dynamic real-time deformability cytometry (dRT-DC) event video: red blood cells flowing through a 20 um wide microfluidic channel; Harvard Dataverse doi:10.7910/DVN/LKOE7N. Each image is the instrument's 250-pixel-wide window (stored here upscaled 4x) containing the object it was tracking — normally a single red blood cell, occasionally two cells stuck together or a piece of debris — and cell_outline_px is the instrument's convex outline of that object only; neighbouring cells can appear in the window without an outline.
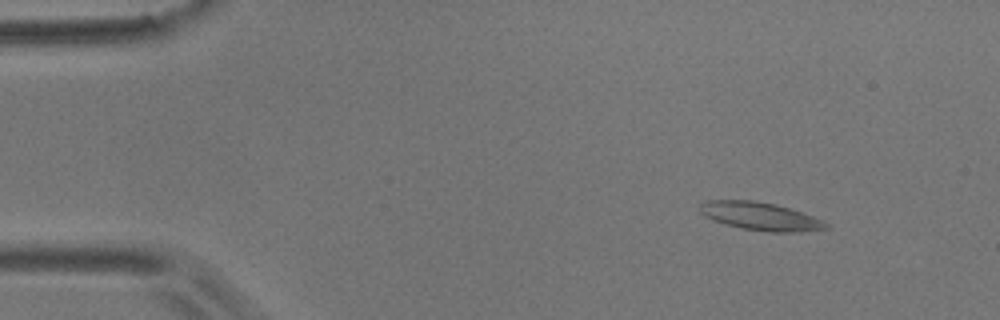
{"species": "common noctule bat (a hibernating species)", "species_latin": "Nyctalus noctula", "temperature_condition": "room temperature", "stored_images_in_passage": 6, "camera_frame_rate_fps": 3000, "um_per_image_px": 0.085, "animal": {"sex": "male", "body_mass_g": 17.9}, "frame": {"image": 1, "passage_image": 2, "time_ms": 0.333, "image_size_px": [1000, 320], "cell_outline_px": [[832, 228], [800, 232], [768, 232], [740, 228], [712, 220], [704, 216], [700, 212], [700, 204], [708, 200], [752, 200], [776, 204], [824, 220]], "centroid_in_image_um": [64.64, 18.39], "position_along_channel_um": 20.4, "area_um2": 20.69}}
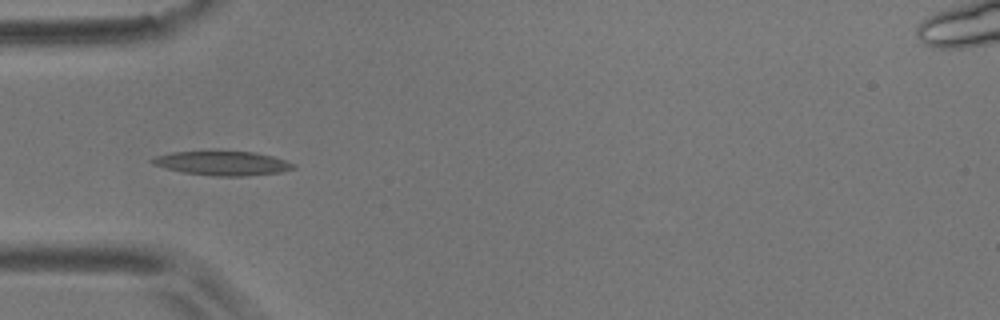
{"frame": {"image": 2, "passage_image": 5, "time_ms": 1.333, "image_size_px": [1000, 320], "cell_outline_px": [[296, 168], [280, 172], [244, 176], [212, 176], [184, 172], [164, 168], [152, 164], [148, 160], [156, 156], [172, 152], [252, 152], [272, 156], [296, 164]], "centroid_in_image_um": [18.9, 13.89], "position_along_channel_um": 66.1, "area_um2": 19.65}}
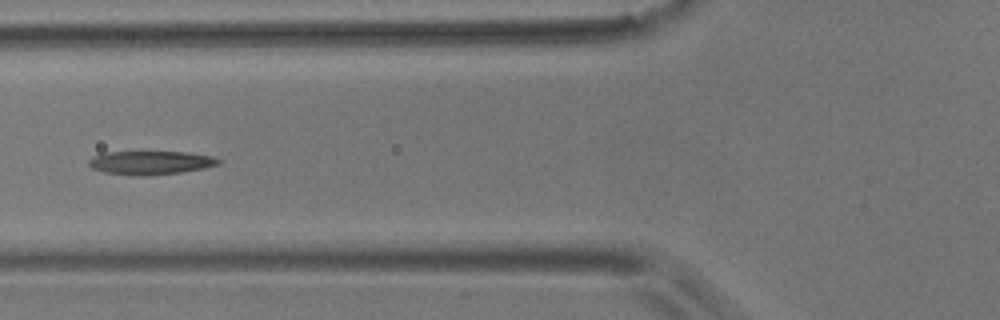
{"frame": {"image": 3, "passage_image": 6, "time_ms": 1.667, "image_size_px": [1000, 320], "cell_outline_px": [[220, 164], [204, 168], [180, 172], [144, 176], [104, 172], [92, 168], [88, 164], [88, 160], [92, 156], [104, 152], [184, 152], [212, 156], [220, 160]], "centroid_in_image_um": [12.77, 13.82], "position_along_channel_um": 113.0, "area_um2": 17.69}}